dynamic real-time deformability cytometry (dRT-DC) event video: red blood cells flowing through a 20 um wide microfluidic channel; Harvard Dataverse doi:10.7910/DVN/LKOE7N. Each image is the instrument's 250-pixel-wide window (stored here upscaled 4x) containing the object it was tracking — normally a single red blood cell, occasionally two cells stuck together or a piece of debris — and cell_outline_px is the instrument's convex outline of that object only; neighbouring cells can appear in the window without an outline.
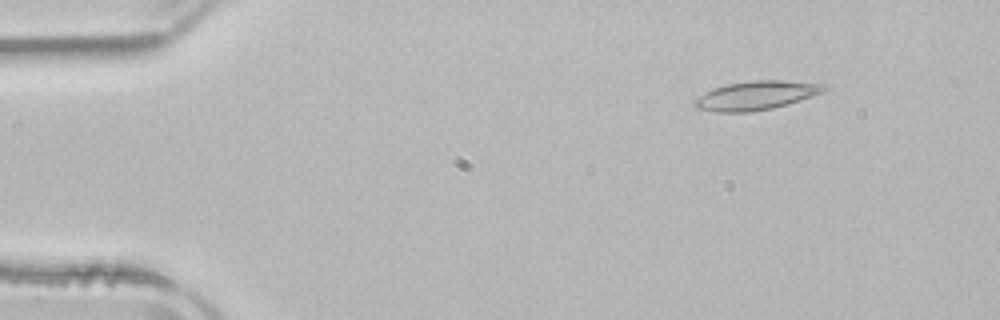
{"species": "common noctule bat (a hibernating species)", "species_latin": "Nyctalus noctula", "temperature_condition": "room temperature", "stored_images_in_passage": 5, "camera_frame_rate_fps": 3000, "um_per_image_px": 0.085, "animal": {"sex": "male", "body_mass_g": 21.5, "forearm_length_mm": 52.0}, "frame": {"image": 1, "passage_image": 5, "time_ms": 5.333, "image_size_px": [1000, 320], "cell_outline_px": [[828, 88], [824, 92], [788, 104], [772, 108], [748, 112], [716, 112], [696, 108], [692, 104], [692, 100], [704, 92], [712, 88], [728, 84], [748, 80], [780, 80], [828, 84]], "centroid_in_image_um": [64.25, 8.1], "position_along_channel_um": 20.7, "area_um2": 22.02}}